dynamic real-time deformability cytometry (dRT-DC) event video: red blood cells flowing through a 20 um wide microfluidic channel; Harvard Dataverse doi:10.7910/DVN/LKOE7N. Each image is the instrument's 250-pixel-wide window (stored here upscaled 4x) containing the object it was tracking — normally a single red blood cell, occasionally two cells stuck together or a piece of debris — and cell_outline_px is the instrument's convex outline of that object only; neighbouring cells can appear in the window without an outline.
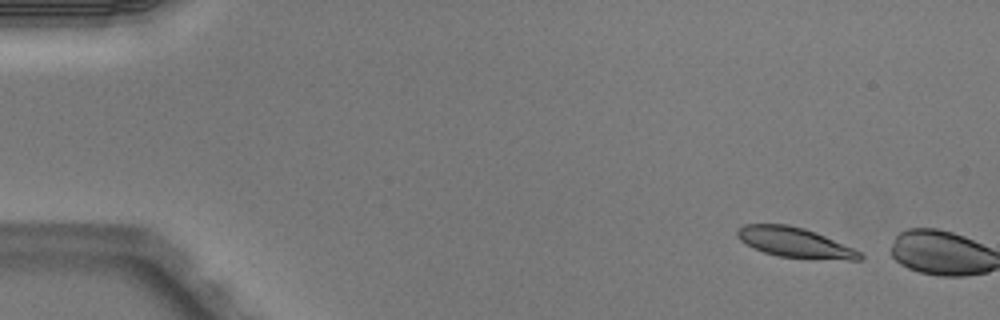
{"species": "Egyptian fruit bat (a non-hibernating species)", "species_latin": "Rousettus aegyptiacus", "temperature_condition": "warm", "stored_images_in_passage": 5, "camera_frame_rate_fps": 3000, "um_per_image_px": 0.085, "animal": {"sex": "male"}, "frame": {"image": 1, "passage_image": 1, "time_ms": 0.0, "image_size_px": [1000, 320], "cell_outline_px": [[864, 260], [848, 260], [776, 256], [752, 248], [740, 240], [736, 236], [736, 228], [744, 224], [788, 224], [804, 228], [816, 232], [852, 248], [860, 252], [864, 256]], "centroid_in_image_um": [67.51, 20.6], "position_along_channel_um": 17.5, "area_um2": 21.44}}
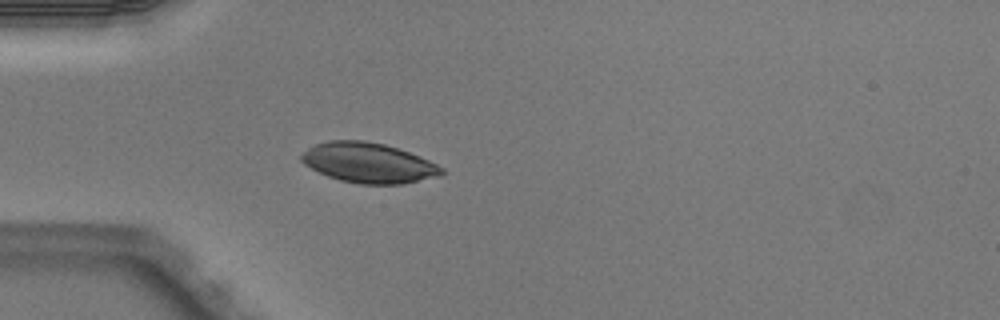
{"frame": {"image": 2, "passage_image": 5, "time_ms": 1.333, "image_size_px": [1000, 320], "cell_outline_px": [[444, 172], [440, 176], [404, 184], [360, 184], [340, 180], [328, 176], [304, 164], [300, 160], [300, 156], [308, 148], [316, 144], [328, 140], [364, 140], [384, 144], [420, 156], [444, 168]], "centroid_in_image_um": [31.33, 13.84], "position_along_channel_um": 53.7, "area_um2": 32.66}}